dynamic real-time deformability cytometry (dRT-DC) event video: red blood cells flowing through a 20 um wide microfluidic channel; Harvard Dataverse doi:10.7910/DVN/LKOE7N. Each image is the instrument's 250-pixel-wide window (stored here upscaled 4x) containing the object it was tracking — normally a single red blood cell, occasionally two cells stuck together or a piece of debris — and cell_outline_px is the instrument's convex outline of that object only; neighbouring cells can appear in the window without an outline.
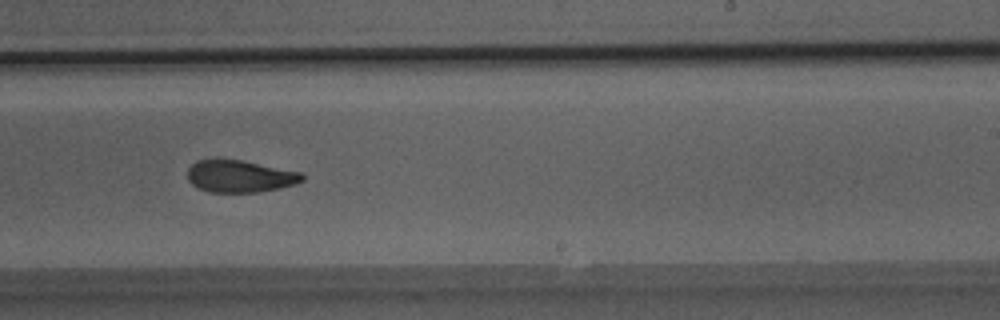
{"species": "Egyptian fruit bat (a non-hibernating species)", "species_latin": "Rousettus aegyptiacus", "temperature_condition": "room temperature", "stored_images_in_passage": 45, "camera_frame_rate_fps": 3000, "um_per_image_px": 0.085, "animal": {"sex": "male"}, "frame": {"image": 1, "passage_image": 26, "time_ms": 8.333, "image_size_px": [1000, 320], "cell_outline_px": [[304, 180], [296, 184], [280, 188], [256, 192], [208, 192], [192, 184], [188, 180], [188, 168], [196, 160], [216, 156], [220, 156], [244, 160], [300, 172], [304, 176]], "centroid_in_image_um": [20.34, 14.93], "position_along_channel_um": 268.7, "area_um2": 22.14}}
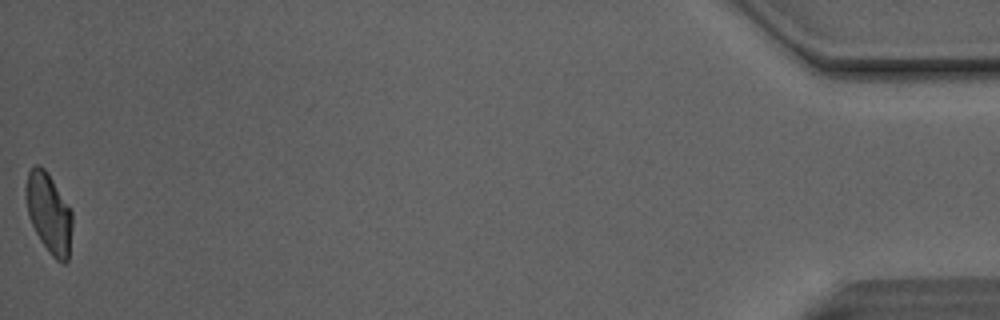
{"frame": {"image": 2, "passage_image": 45, "time_ms": 14.667, "image_size_px": [1000, 320], "cell_outline_px": [[72, 228], [68, 260], [64, 264], [60, 264], [48, 252], [40, 240], [28, 216], [24, 192], [28, 172], [36, 164], [40, 164], [48, 172], [72, 212]], "centroid_in_image_um": [4.15, 18.12], "position_along_channel_um": 431.1, "area_um2": 21.79}, "authors_computed_cell_mechanics": {"area_um2": 22.6576, "velocity_mm_per_s": 4.1204, "shape_relaxation_time_tau1_ms": 8.2266, "shape_relaxation_time_tau2_ms": 2.427, "deformation_change_tau1": 0.2208, "deformation_change_tau2": 0.0992}}